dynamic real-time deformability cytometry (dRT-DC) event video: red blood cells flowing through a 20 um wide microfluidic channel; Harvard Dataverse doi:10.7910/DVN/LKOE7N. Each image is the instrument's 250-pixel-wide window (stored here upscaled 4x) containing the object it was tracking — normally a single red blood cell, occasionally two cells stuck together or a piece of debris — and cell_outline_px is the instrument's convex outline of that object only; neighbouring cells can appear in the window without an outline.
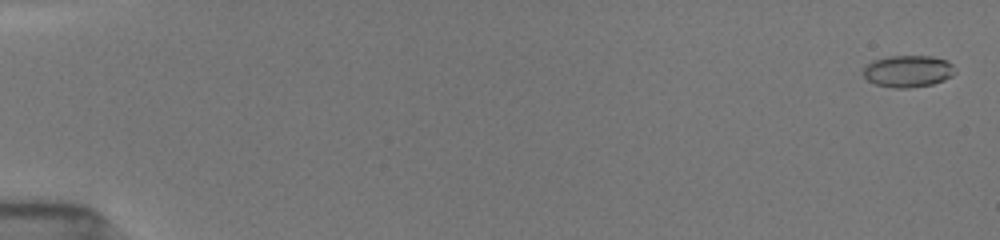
{"species": "common noctule bat (a hibernating species)", "species_latin": "Nyctalus noctula", "temperature_condition": "room temperature", "stored_images_in_passage": 54, "camera_frame_rate_fps": 3000, "um_per_image_px": 0.085, "animal": {"sex": "female", "body_mass_g": 19.5, "forearm_length_mm": 54.1}, "frame": {"image": 1, "passage_image": 2, "time_ms": 0.333, "image_size_px": [1000, 240], "cell_outline_px": [[956, 72], [952, 76], [944, 80], [932, 84], [908, 88], [892, 88], [876, 84], [868, 80], [864, 76], [864, 68], [872, 60], [888, 56], [932, 56], [948, 60], [952, 64]], "centroid_in_image_um": [77.2, 6.05], "position_along_channel_um": 7.8, "area_um2": 17.11}}
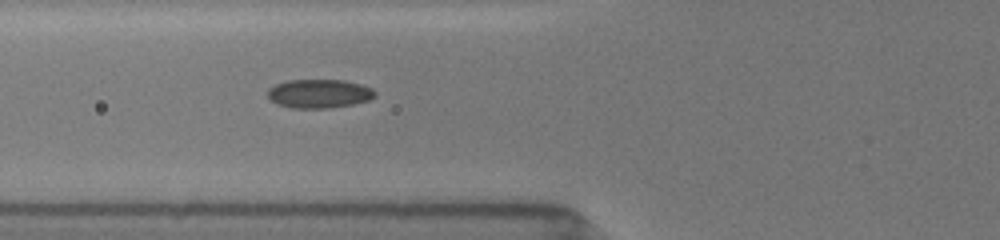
{"frame": {"image": 2, "passage_image": 22, "time_ms": 7.0, "image_size_px": [1000, 240], "cell_outline_px": [[376, 96], [368, 100], [352, 104], [328, 108], [292, 108], [276, 104], [268, 96], [268, 88], [276, 84], [288, 80], [344, 80], [360, 84], [372, 88], [376, 92]], "centroid_in_image_um": [27.12, 7.96], "position_along_channel_um": 98.7, "area_um2": 17.98}}
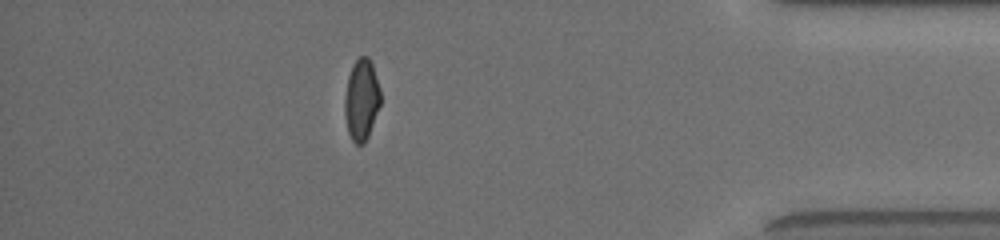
{"frame": {"image": 3, "passage_image": 48, "time_ms": 15.667, "image_size_px": [1000, 240], "cell_outline_px": [[380, 104], [368, 136], [364, 144], [356, 144], [352, 140], [348, 132], [344, 116], [344, 100], [348, 76], [352, 64], [360, 56], [368, 56], [372, 64], [380, 88]], "centroid_in_image_um": [30.71, 8.47], "position_along_channel_um": 404.5, "area_um2": 16.99}, "authors_computed_cell_mechanics": {"area_um2": 17.3111, "velocity_mm_per_s": 3.935, "shape_relaxation_time_tau1_ms": 5.2899, "shape_relaxation_time_tau2_ms": 1.5539, "deformation_change_tau1": 0.1392, "deformation_change_tau2": 0.0557}}